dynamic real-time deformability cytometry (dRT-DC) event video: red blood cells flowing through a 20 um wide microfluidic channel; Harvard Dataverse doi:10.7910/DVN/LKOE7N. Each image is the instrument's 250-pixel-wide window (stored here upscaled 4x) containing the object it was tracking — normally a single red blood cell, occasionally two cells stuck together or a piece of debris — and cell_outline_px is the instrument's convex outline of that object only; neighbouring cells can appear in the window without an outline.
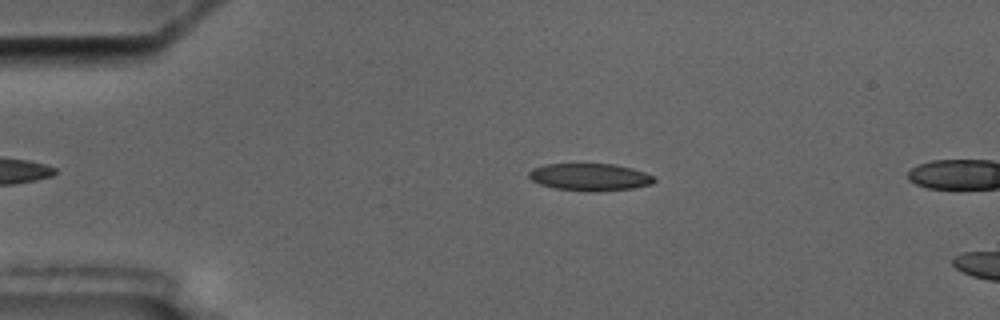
{"species": "common noctule bat (a hibernating species)", "species_latin": "Nyctalus noctula", "temperature_condition": "cold", "stored_images_in_passage": 3, "camera_frame_rate_fps": 3000, "um_per_image_px": 0.085, "animal": {"sex": "male", "body_mass_g": 17.5, "forearm_length_mm": 52.3}, "frame": {"image": 1, "passage_image": 2, "time_ms": 1.333, "image_size_px": [1000, 320], "cell_outline_px": [[656, 180], [652, 184], [632, 188], [596, 192], [592, 192], [556, 188], [540, 184], [532, 180], [528, 176], [528, 172], [532, 168], [544, 164], [616, 164], [632, 168], [644, 172], [652, 176]], "centroid_in_image_um": [50.13, 15.04], "position_along_channel_um": 34.9, "area_um2": 19.94}}